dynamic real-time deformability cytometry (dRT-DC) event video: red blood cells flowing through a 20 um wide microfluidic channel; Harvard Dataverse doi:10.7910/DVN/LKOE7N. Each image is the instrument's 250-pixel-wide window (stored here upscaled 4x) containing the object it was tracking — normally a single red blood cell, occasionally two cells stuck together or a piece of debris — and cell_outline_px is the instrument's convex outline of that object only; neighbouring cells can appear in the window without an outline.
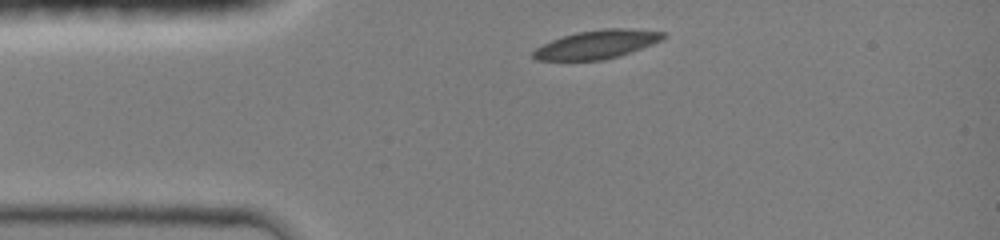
{"species": "common noctule bat (a hibernating species)", "species_latin": "Nyctalus noctula", "temperature_condition": "room temperature", "stored_images_in_passage": 32, "camera_frame_rate_fps": 3000, "um_per_image_px": 0.085, "animal": {"sex": "female", "body_mass_g": 19.0, "forearm_length_mm": 51.5}, "frame": {"image": 1, "passage_image": 1, "time_ms": 0.0, "image_size_px": [1000, 240], "cell_outline_px": [[668, 36], [664, 40], [620, 56], [604, 60], [536, 60], [532, 56], [532, 52], [536, 48], [552, 40], [576, 32], [604, 28], [628, 28], [664, 32]], "centroid_in_image_um": [50.79, 3.77], "position_along_channel_um": 34.2, "area_um2": 21.73}}
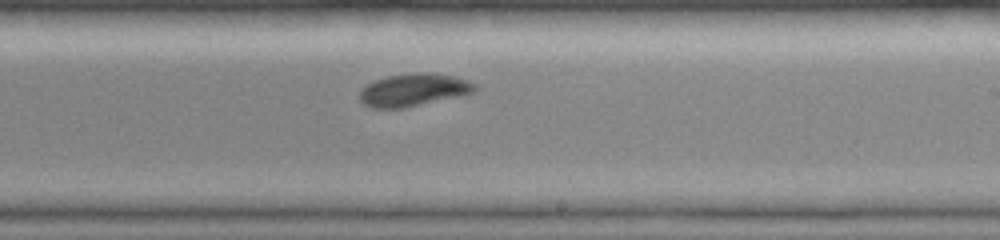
{"frame": {"image": 2, "passage_image": 19, "time_ms": 6.0, "image_size_px": [1000, 240], "cell_outline_px": [[476, 88], [472, 92], [464, 96], [404, 108], [372, 108], [364, 104], [360, 100], [360, 92], [368, 84], [384, 76], [420, 72], [432, 72], [452, 76], [468, 80], [476, 84]], "centroid_in_image_um": [35.19, 7.64], "position_along_channel_um": 253.8, "area_um2": 22.02}}
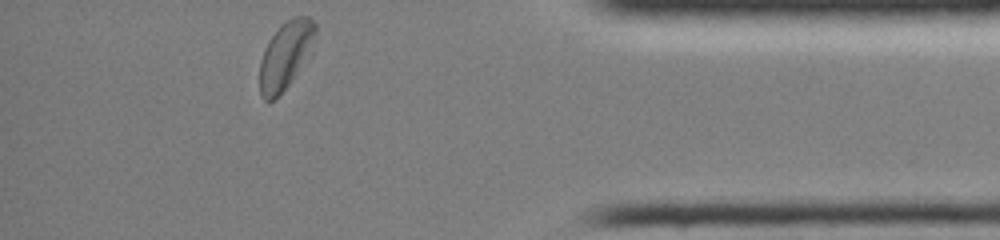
{"frame": {"image": 3, "passage_image": 32, "time_ms": 10.333, "image_size_px": [1000, 240], "cell_outline_px": [[316, 32], [312, 52], [288, 84], [272, 100], [264, 100], [260, 96], [260, 60], [264, 48], [268, 40], [280, 24], [296, 16], [308, 16], [316, 24]], "centroid_in_image_um": [24.28, 4.64], "position_along_channel_um": 410.9, "area_um2": 21.79}, "authors_computed_cell_mechanics": {"area_um2": 22.0507, "velocity_mm_per_s": 4.1423, "shape_relaxation_time_tau1_ms": 2.733, "shape_relaxation_time_tau2_ms": 10.2219, "deformation_change_tau1": 0.0944, "deformation_change_tau2": 0.1319}}